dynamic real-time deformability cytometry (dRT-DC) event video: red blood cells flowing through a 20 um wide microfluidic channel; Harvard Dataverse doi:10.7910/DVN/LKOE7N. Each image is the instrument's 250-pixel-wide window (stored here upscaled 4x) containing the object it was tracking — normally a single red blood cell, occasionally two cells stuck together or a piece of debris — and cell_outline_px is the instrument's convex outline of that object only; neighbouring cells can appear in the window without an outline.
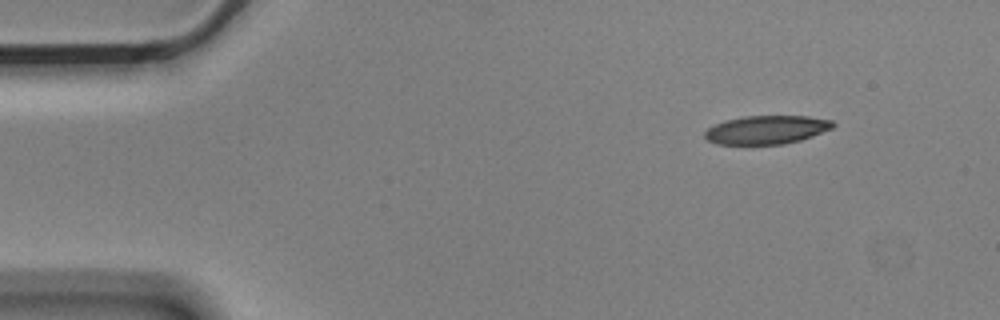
{"species": "Egyptian fruit bat (a non-hibernating species)", "species_latin": "Rousettus aegyptiacus", "temperature_condition": "cold", "stored_images_in_passage": 6, "camera_frame_rate_fps": 3000, "um_per_image_px": 0.085, "animal": {"sex": "male"}, "frame": {"image": 1, "passage_image": 1, "time_ms": 0.0, "image_size_px": [1000, 320], "cell_outline_px": [[836, 124], [832, 128], [812, 136], [800, 140], [784, 144], [716, 144], [708, 140], [704, 136], [704, 132], [708, 128], [716, 124], [728, 120], [744, 116], [808, 116], [832, 120]], "centroid_in_image_um": [65.17, 11.03], "position_along_channel_um": 19.8, "area_um2": 21.15}}
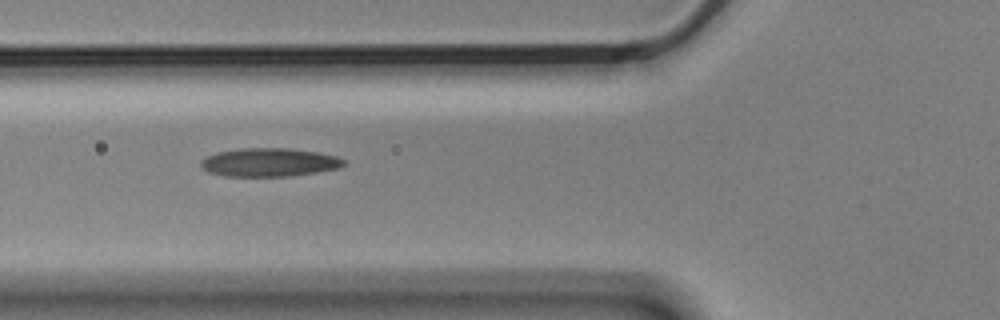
{"frame": {"image": 2, "passage_image": 5, "time_ms": 1.333, "image_size_px": [1000, 320], "cell_outline_px": [[344, 164], [336, 168], [316, 172], [288, 176], [224, 176], [208, 172], [200, 164], [200, 160], [216, 152], [240, 148], [288, 148], [320, 152], [336, 156], [344, 160]], "centroid_in_image_um": [22.85, 13.79], "position_along_channel_um": 103.0, "area_um2": 23.58}}
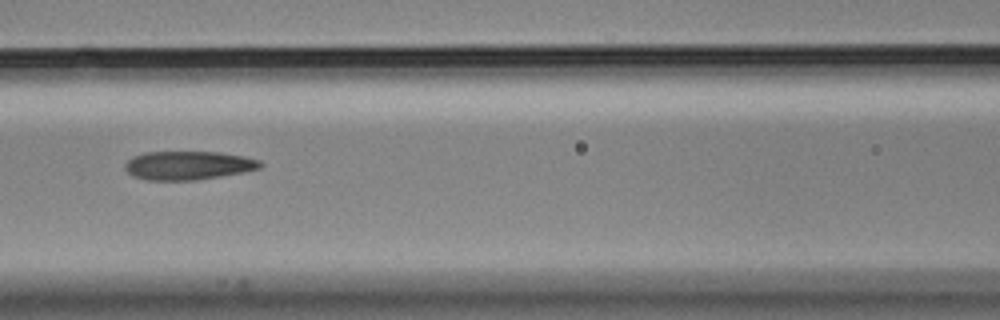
{"frame": {"image": 3, "passage_image": 6, "time_ms": 1.667, "image_size_px": [1000, 320], "cell_outline_px": [[264, 164], [260, 168], [244, 172], [196, 180], [148, 180], [132, 176], [124, 168], [124, 164], [132, 156], [144, 152], [220, 152], [244, 156], [260, 160]], "centroid_in_image_um": [15.99, 14.05], "position_along_channel_um": 150.6, "area_um2": 22.72}}